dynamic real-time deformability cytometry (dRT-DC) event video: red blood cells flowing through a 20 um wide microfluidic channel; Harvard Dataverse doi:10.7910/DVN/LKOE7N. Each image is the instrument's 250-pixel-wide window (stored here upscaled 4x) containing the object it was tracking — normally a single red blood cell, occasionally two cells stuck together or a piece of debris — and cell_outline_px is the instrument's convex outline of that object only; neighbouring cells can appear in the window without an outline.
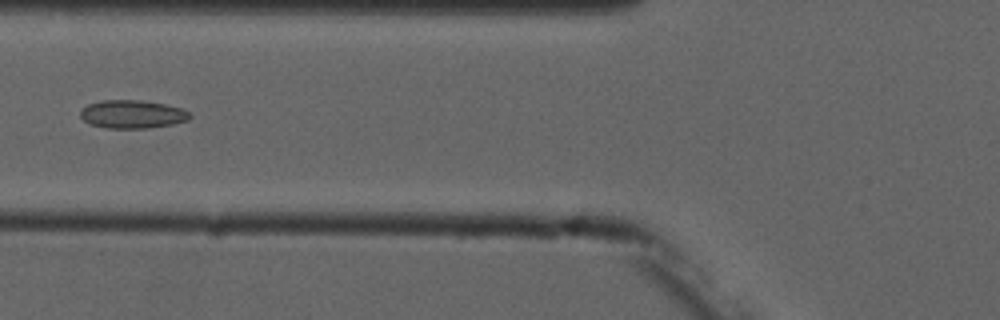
{"species": "common noctule bat (a hibernating species)", "species_latin": "Nyctalus noctula", "temperature_condition": "cold", "stored_images_in_passage": 7, "camera_frame_rate_fps": 3000, "um_per_image_px": 0.085, "animal": {"sex": "male", "forearm_length_mm": 52.5}, "frame": {"image": 1, "passage_image": 6, "time_ms": 6.0, "image_size_px": [1000, 320], "cell_outline_px": [[192, 116], [188, 120], [172, 124], [148, 128], [104, 128], [88, 124], [80, 116], [80, 112], [88, 104], [104, 100], [144, 100], [164, 104], [180, 108], [188, 112]], "centroid_in_image_um": [11.23, 9.71], "position_along_channel_um": 114.6, "area_um2": 17.98}}
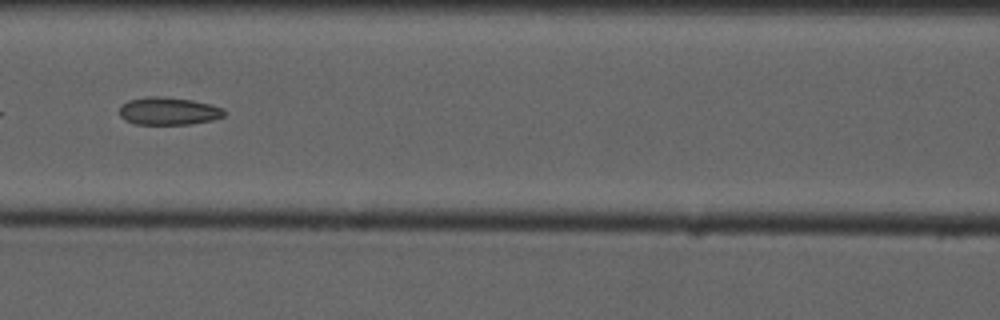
{"frame": {"image": 2, "passage_image": 7, "time_ms": 7.0, "image_size_px": [1000, 320], "cell_outline_px": [[228, 112], [224, 116], [212, 120], [192, 124], [136, 124], [124, 120], [120, 116], [120, 108], [128, 100], [148, 96], [160, 96], [192, 100], [224, 108]], "centroid_in_image_um": [14.35, 9.44], "position_along_channel_um": 152.3, "area_um2": 16.94}}